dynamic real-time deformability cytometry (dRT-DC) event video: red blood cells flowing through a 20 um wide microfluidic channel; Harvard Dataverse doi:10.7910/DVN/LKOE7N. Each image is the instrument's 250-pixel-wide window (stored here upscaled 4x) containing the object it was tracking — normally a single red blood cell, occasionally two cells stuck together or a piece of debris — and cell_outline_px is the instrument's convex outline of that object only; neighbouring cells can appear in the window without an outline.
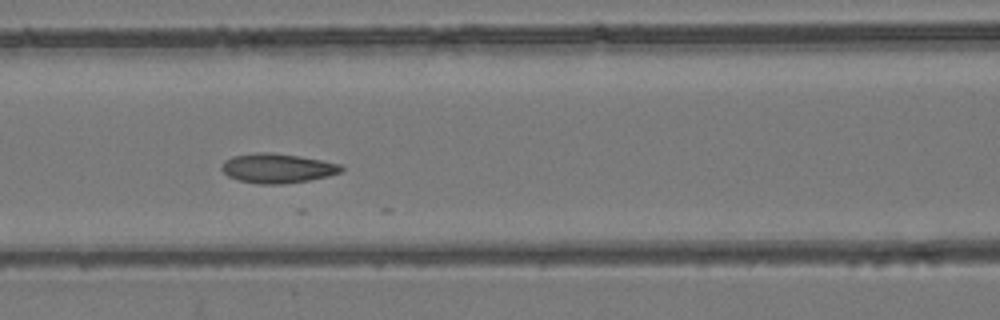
{"species": "common noctule bat (a hibernating species)", "species_latin": "Nyctalus noctula", "temperature_condition": "room temperature", "stored_images_in_passage": 23, "camera_frame_rate_fps": 3000, "um_per_image_px": 0.085, "animal": {"sex": "female", "body_mass_g": 24.6, "forearm_length_mm": 56.2}, "frame": {"image": 1, "passage_image": 13, "time_ms": 4.0, "image_size_px": [1000, 320], "cell_outline_px": [[344, 168], [340, 172], [328, 176], [308, 180], [280, 184], [260, 184], [240, 180], [228, 176], [220, 168], [224, 160], [232, 156], [252, 152], [272, 152], [320, 160], [340, 164]], "centroid_in_image_um": [23.53, 14.29], "position_along_channel_um": 143.1, "area_um2": 20.4}}